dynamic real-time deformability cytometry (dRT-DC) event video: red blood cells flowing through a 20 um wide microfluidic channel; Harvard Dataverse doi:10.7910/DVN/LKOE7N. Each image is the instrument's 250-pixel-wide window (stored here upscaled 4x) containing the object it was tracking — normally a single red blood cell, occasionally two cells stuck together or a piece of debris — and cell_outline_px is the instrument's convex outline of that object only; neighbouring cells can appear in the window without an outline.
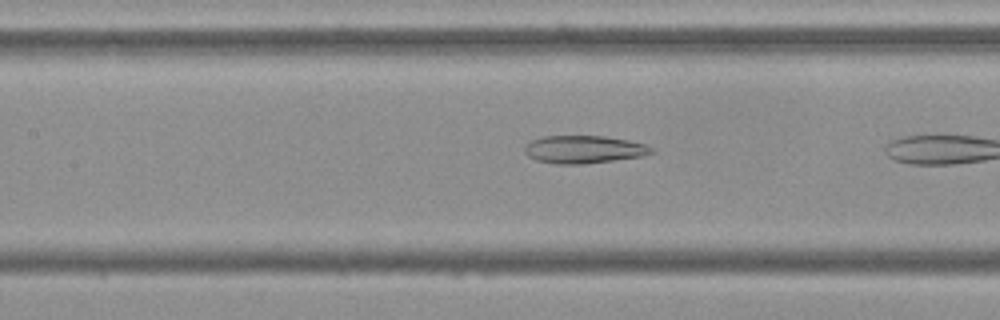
{"species": "Egyptian fruit bat (a non-hibernating species)", "species_latin": "Rousettus aegyptiacus", "temperature_condition": "cold", "stored_images_in_passage": 9, "camera_frame_rate_fps": 3000, "um_per_image_px": 0.085, "frame": {"image": 1, "passage_image": 8, "time_ms": 2.333, "image_size_px": [1000, 320], "cell_outline_px": [[656, 152], [644, 156], [584, 164], [556, 164], [536, 160], [528, 156], [524, 152], [524, 144], [532, 140], [544, 136], [604, 136], [628, 140], [648, 144]], "centroid_in_image_um": [49.64, 12.7], "position_along_channel_um": 157.8, "area_um2": 20.75}}